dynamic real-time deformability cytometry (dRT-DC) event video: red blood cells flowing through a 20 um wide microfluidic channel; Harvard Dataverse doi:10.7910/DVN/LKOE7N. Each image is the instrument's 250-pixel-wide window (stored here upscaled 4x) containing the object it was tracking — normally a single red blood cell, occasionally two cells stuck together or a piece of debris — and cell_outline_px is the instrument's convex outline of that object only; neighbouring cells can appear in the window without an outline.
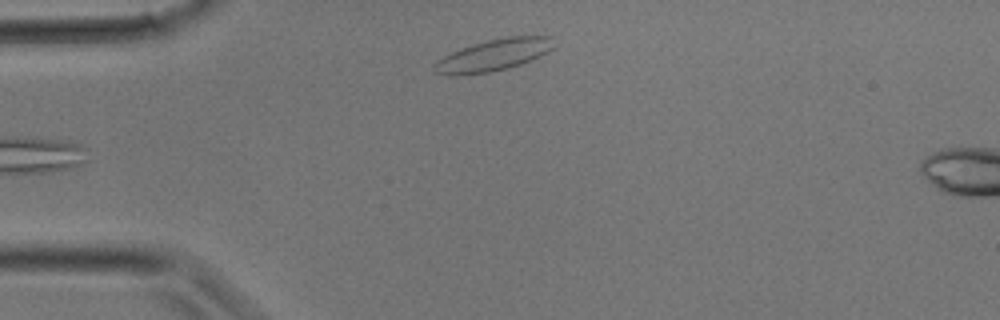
{"species": "common noctule bat (a hibernating species)", "species_latin": "Nyctalus noctula", "temperature_condition": "room temperature", "stored_images_in_passage": 20, "camera_frame_rate_fps": 3000, "um_per_image_px": 0.085, "animal": {"sex": "male", "body_mass_g": 17.9}, "frame": {"image": 1, "passage_image": 1, "time_ms": 0.0, "image_size_px": [1000, 320], "cell_outline_px": [[552, 48], [548, 52], [532, 60], [508, 68], [492, 72], [456, 76], [448, 76], [432, 72], [432, 64], [436, 60], [460, 48], [472, 44], [488, 40], [508, 36], [552, 36]], "centroid_in_image_um": [41.87, 4.71], "position_along_channel_um": 43.1, "area_um2": 22.37}}
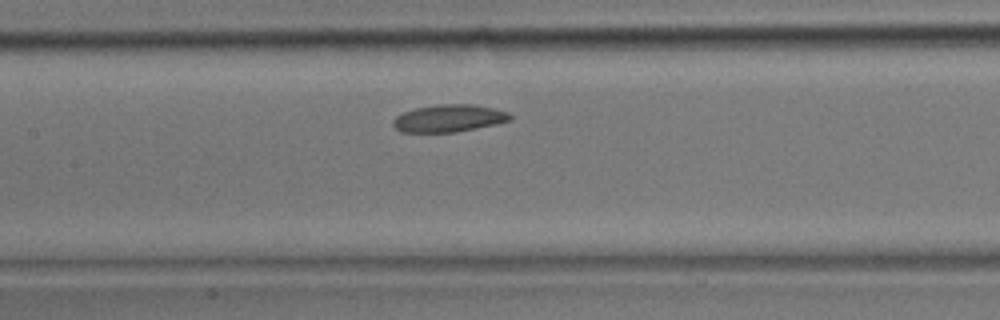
{"frame": {"image": 2, "passage_image": 8, "time_ms": 2.333, "image_size_px": [1000, 320], "cell_outline_px": [[512, 120], [496, 124], [456, 132], [400, 132], [392, 124], [392, 120], [396, 116], [404, 112], [416, 108], [440, 104], [472, 104], [492, 108], [508, 112], [512, 116]], "centroid_in_image_um": [38.16, 10.06], "position_along_channel_um": 169.2, "area_um2": 18.61}}
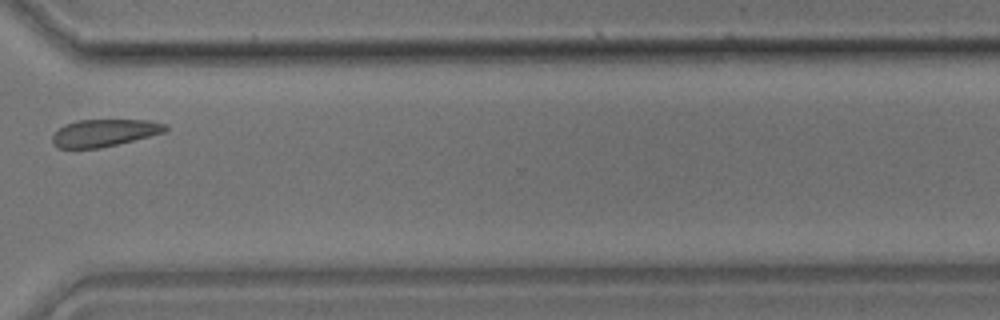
{"frame": {"image": 3, "passage_image": 17, "time_ms": 5.333, "image_size_px": [1000, 320], "cell_outline_px": [[168, 128], [164, 132], [100, 148], [60, 148], [52, 144], [52, 136], [64, 124], [76, 120], [148, 120], [164, 124]], "centroid_in_image_um": [8.82, 11.29], "position_along_channel_um": 361.8, "area_um2": 17.69}}